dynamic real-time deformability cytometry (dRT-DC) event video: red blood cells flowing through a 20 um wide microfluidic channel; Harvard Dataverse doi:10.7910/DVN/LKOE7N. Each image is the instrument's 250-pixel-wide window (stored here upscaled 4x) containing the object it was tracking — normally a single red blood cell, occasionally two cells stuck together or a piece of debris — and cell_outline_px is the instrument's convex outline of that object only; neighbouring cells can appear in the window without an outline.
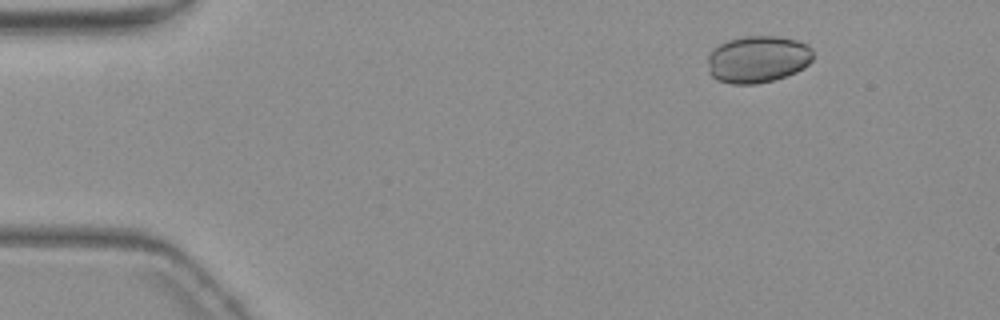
{"species": "common noctule bat (a hibernating species)", "species_latin": "Nyctalus noctula", "temperature_condition": "warm", "stored_images_in_passage": 5, "camera_frame_rate_fps": 3000, "um_per_image_px": 0.085, "animal": {"sex": "female", "body_mass_g": 19.3, "forearm_length_mm": 54.1}, "frame": {"image": 1, "passage_image": 3, "time_ms": 2.333, "image_size_px": [1000, 320], "cell_outline_px": [[812, 60], [804, 68], [796, 72], [772, 80], [756, 84], [732, 84], [716, 80], [708, 72], [708, 56], [712, 48], [728, 40], [744, 36], [776, 36], [796, 40], [808, 44], [812, 48]], "centroid_in_image_um": [64.39, 5.03], "position_along_channel_um": 20.6, "area_um2": 29.07}}